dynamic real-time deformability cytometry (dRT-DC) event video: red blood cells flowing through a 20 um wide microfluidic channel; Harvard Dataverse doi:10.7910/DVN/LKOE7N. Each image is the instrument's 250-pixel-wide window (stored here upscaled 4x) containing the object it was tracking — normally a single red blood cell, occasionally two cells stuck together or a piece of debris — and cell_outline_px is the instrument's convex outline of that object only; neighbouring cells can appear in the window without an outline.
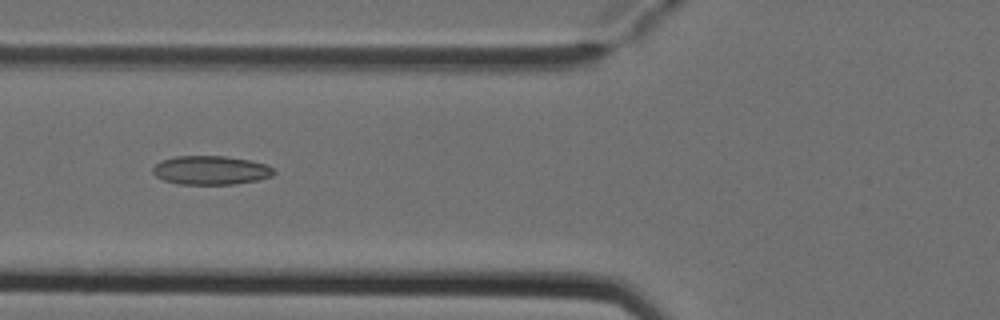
{"species": "Egyptian fruit bat (a non-hibernating species)", "species_latin": "Rousettus aegyptiacus", "temperature_condition": "cold", "stored_images_in_passage": 8, "camera_frame_rate_fps": 3000, "um_per_image_px": 0.085, "animal": {"sex": "female"}, "frame": {"image": 1, "passage_image": 6, "time_ms": 1.667, "image_size_px": [1000, 320], "cell_outline_px": [[276, 172], [272, 176], [256, 180], [232, 184], [180, 184], [164, 180], [156, 176], [152, 172], [152, 168], [160, 160], [176, 156], [224, 156], [248, 160], [264, 164], [272, 168]], "centroid_in_image_um": [17.88, 14.46], "position_along_channel_um": 107.9, "area_um2": 20.17}}
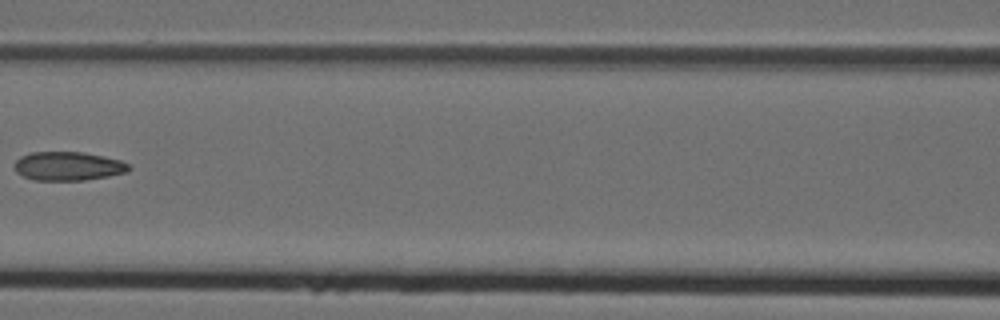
{"frame": {"image": 2, "passage_image": 7, "time_ms": 2.0, "image_size_px": [1000, 320], "cell_outline_px": [[132, 168], [128, 172], [108, 176], [84, 180], [32, 180], [16, 172], [16, 160], [20, 156], [32, 152], [84, 152], [104, 156], [120, 160], [128, 164]], "centroid_in_image_um": [5.82, 14.12], "position_along_channel_um": 160.8, "area_um2": 19.19}}
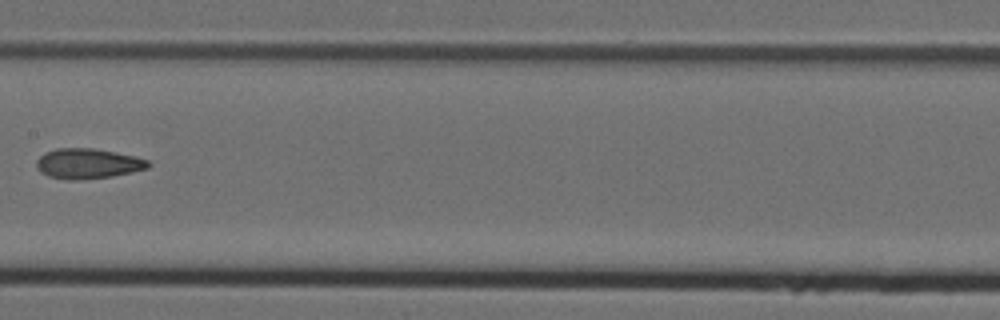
{"frame": {"image": 3, "passage_image": 8, "time_ms": 2.333, "image_size_px": [1000, 320], "cell_outline_px": [[152, 164], [148, 168], [132, 172], [112, 176], [72, 180], [68, 180], [48, 176], [40, 172], [36, 168], [36, 160], [44, 152], [56, 148], [92, 148], [116, 152], [136, 156], [148, 160]], "centroid_in_image_um": [7.46, 13.89], "position_along_channel_um": 199.9, "area_um2": 19.77}}